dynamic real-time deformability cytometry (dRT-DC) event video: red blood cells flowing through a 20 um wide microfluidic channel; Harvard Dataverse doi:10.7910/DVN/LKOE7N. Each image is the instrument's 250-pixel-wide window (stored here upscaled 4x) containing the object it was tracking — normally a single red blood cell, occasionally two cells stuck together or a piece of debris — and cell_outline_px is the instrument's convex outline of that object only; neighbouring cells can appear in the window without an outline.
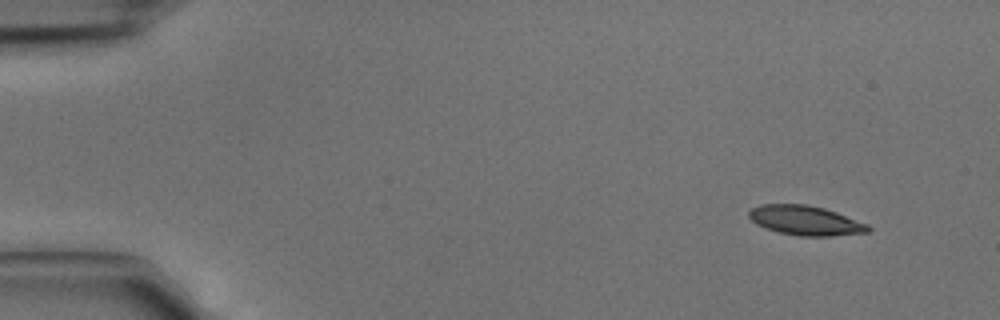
{"species": "common noctule bat (a hibernating species)", "species_latin": "Nyctalus noctula", "temperature_condition": "cold", "stored_images_in_passage": 3, "camera_frame_rate_fps": 3000, "um_per_image_px": 0.085, "animal": {"sex": "male", "body_mass_g": 15.6}, "frame": {"image": 1, "passage_image": 1, "time_ms": 0.0, "image_size_px": [1000, 320], "cell_outline_px": [[872, 228], [868, 232], [832, 236], [800, 236], [780, 232], [756, 224], [748, 216], [748, 212], [752, 208], [760, 204], [808, 204], [824, 208], [836, 212], [868, 224]], "centroid_in_image_um": [68.48, 18.73], "position_along_channel_um": 16.5, "area_um2": 20.46}}